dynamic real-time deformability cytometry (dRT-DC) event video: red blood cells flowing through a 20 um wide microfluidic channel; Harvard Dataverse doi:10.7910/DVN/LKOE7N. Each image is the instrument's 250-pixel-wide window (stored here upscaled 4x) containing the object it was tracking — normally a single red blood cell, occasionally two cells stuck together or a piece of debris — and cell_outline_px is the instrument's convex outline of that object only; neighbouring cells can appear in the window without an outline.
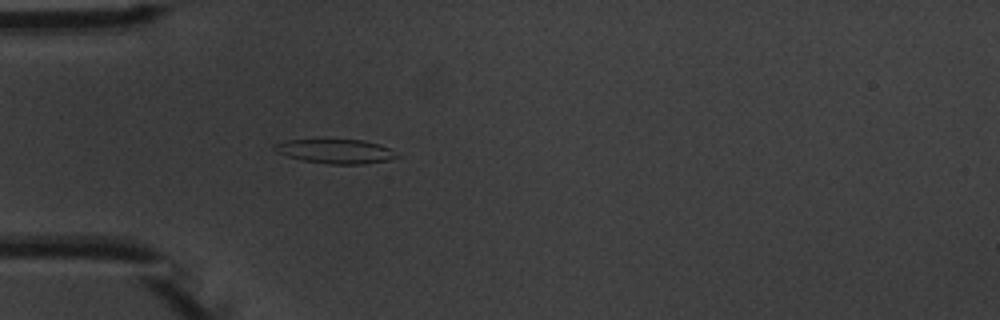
{"species": "common noctule bat (a hibernating species)", "species_latin": "Nyctalus noctula", "temperature_condition": "warm", "stored_images_in_passage": 1, "camera_frame_rate_fps": 3000, "um_per_image_px": 0.085, "animal": {"sex": "male", "body_mass_g": 20.1, "forearm_length_mm": 53.5}, "frame": {"image": 1, "passage_image": 1, "time_ms": 0.0, "image_size_px": [1000, 320], "cell_outline_px": [[400, 156], [388, 160], [364, 164], [328, 164], [304, 160], [288, 156], [276, 152], [272, 148], [272, 144], [284, 140], [316, 136], [364, 140], [380, 144], [388, 148]], "centroid_in_image_um": [28.42, 12.79], "position_along_channel_um": 56.6, "area_um2": 18.38}}